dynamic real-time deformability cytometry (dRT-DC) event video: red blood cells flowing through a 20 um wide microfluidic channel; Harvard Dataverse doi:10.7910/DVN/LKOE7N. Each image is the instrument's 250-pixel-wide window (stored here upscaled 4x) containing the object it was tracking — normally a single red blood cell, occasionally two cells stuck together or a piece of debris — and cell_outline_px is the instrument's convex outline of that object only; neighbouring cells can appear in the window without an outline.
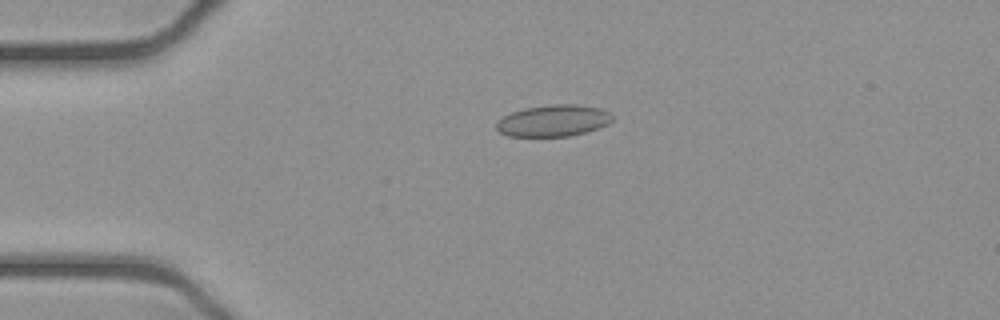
{"species": "common noctule bat (a hibernating species)", "species_latin": "Nyctalus noctula", "temperature_condition": "cold", "stored_images_in_passage": 47, "camera_frame_rate_fps": 3000, "um_per_image_px": 0.085, "animal": {"sex": "female", "body_mass_g": 21.9}, "frame": {"image": 1, "passage_image": 7, "time_ms": 2.0, "image_size_px": [1000, 320], "cell_outline_px": [[612, 120], [608, 124], [584, 132], [568, 136], [508, 136], [500, 132], [496, 128], [496, 124], [504, 116], [512, 112], [524, 108], [552, 104], [576, 104], [600, 108], [608, 112], [612, 116]], "centroid_in_image_um": [47.02, 10.25], "position_along_channel_um": 38.0, "area_um2": 21.1}}
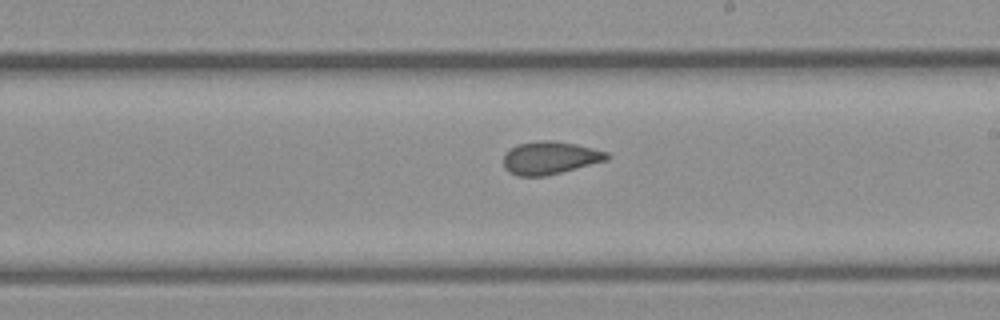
{"frame": {"image": 2, "passage_image": 25, "time_ms": 8.0, "image_size_px": [1000, 320], "cell_outline_px": [[612, 156], [608, 160], [544, 176], [516, 176], [508, 172], [504, 168], [504, 152], [516, 144], [544, 140], [552, 140], [576, 144], [608, 152]], "centroid_in_image_um": [46.73, 13.41], "position_along_channel_um": 242.3, "area_um2": 19.88}}
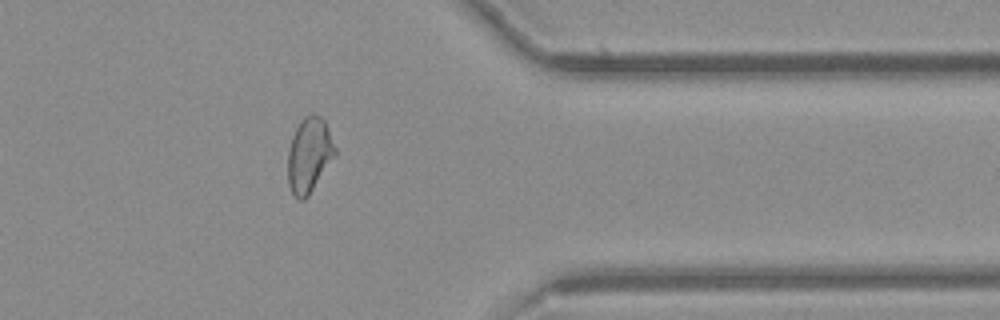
{"frame": {"image": 3, "passage_image": 37, "time_ms": 12.0, "image_size_px": [1000, 320], "cell_outline_px": [[336, 156], [308, 196], [304, 200], [300, 200], [292, 192], [288, 184], [288, 152], [292, 136], [300, 120], [304, 116], [312, 112], [320, 116], [324, 120], [328, 128], [336, 148]], "centroid_in_image_um": [26.29, 13.15], "position_along_channel_um": 385.1, "area_um2": 20.75}, "authors_computed_cell_mechanics": {"area_um2": 20.808, "velocity_mm_per_s": 3.9211, "shape_relaxation_time_tau1_ms": null, "shape_relaxation_time_tau2_ms": 1.5933, "deformation_change_tau1": null, "deformation_change_tau2": 0.0583}}